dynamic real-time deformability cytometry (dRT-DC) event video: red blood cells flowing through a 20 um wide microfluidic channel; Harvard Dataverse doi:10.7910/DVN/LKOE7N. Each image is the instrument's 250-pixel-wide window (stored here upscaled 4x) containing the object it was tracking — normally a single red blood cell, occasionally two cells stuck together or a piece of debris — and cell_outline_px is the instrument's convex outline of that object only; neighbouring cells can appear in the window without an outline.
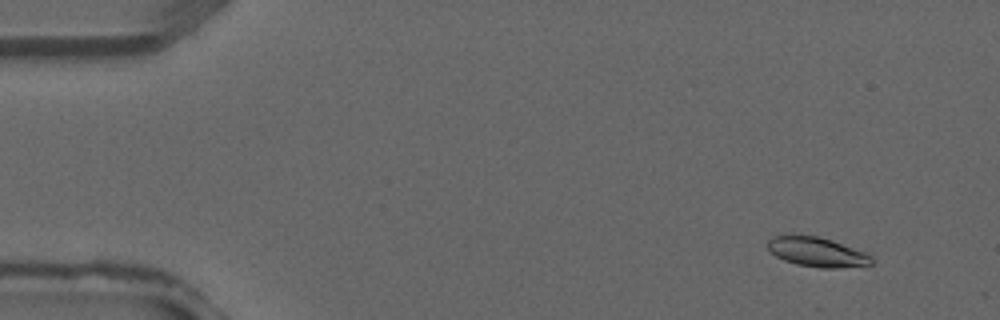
{"species": "common noctule bat (a hibernating species)", "species_latin": "Nyctalus noctula", "temperature_condition": "warm", "stored_images_in_passage": 33, "camera_frame_rate_fps": 3000, "um_per_image_px": 0.085, "animal": {"sex": "male", "forearm_length_mm": 52.5}, "frame": {"image": 1, "passage_image": 2, "time_ms": 0.333, "image_size_px": [1000, 320], "cell_outline_px": [[872, 264], [836, 268], [820, 268], [796, 264], [784, 260], [776, 256], [768, 248], [768, 240], [772, 236], [816, 236], [832, 240], [864, 252], [872, 256]], "centroid_in_image_um": [69.45, 21.43], "position_along_channel_um": 15.6, "area_um2": 17.51}}
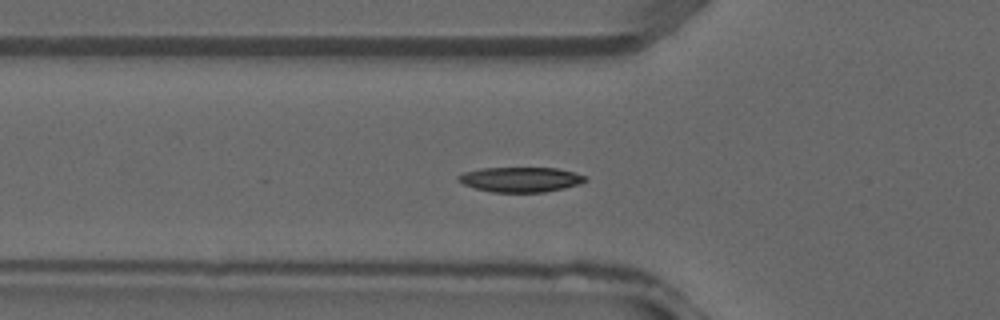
{"frame": {"image": 2, "passage_image": 12, "time_ms": 3.667, "image_size_px": [1000, 320], "cell_outline_px": [[588, 180], [580, 184], [564, 188], [544, 192], [492, 192], [476, 188], [464, 184], [456, 180], [456, 176], [464, 172], [480, 168], [556, 168], [588, 176]], "centroid_in_image_um": [44.25, 15.25], "position_along_channel_um": 81.5, "area_um2": 18.5}}
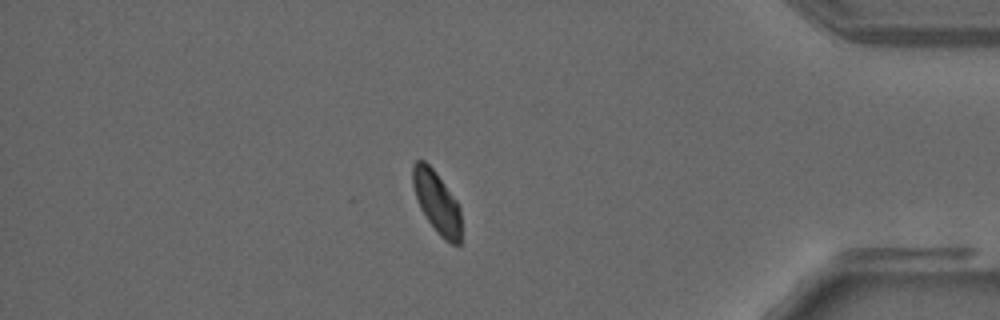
{"frame": {"image": 3, "passage_image": 32, "time_ms": 10.333, "image_size_px": [1000, 320], "cell_outline_px": [[460, 244], [452, 244], [444, 240], [440, 236], [428, 220], [420, 208], [412, 184], [412, 164], [416, 160], [424, 160], [436, 172], [456, 200], [460, 208]], "centroid_in_image_um": [37.11, 17.17], "position_along_channel_um": 398.1, "area_um2": 17.34}}